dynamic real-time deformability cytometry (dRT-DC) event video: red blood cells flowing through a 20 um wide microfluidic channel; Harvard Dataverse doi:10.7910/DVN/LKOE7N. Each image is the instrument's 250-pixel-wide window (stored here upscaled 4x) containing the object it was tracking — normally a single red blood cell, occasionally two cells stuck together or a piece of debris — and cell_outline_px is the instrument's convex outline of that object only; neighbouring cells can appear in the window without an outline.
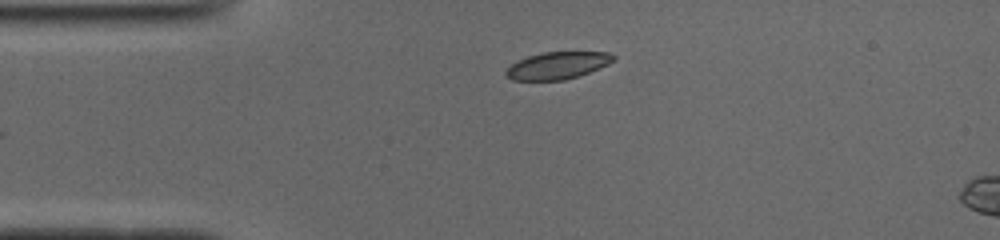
{"species": "common noctule bat (a hibernating species)", "species_latin": "Nyctalus noctula", "temperature_condition": "cold", "stored_images_in_passage": 5, "camera_frame_rate_fps": 3000, "um_per_image_px": 0.085, "animal": {"sex": "male", "body_mass_g": 19.0, "forearm_length_mm": 50.8}, "frame": {"image": 1, "passage_image": 1, "time_ms": 0.0, "image_size_px": [1000, 240], "cell_outline_px": [[616, 60], [608, 64], [588, 72], [564, 80], [512, 80], [504, 72], [516, 60], [540, 52], [608, 52], [616, 56]], "centroid_in_image_um": [47.38, 5.55], "position_along_channel_um": 37.6, "area_um2": 16.94}}